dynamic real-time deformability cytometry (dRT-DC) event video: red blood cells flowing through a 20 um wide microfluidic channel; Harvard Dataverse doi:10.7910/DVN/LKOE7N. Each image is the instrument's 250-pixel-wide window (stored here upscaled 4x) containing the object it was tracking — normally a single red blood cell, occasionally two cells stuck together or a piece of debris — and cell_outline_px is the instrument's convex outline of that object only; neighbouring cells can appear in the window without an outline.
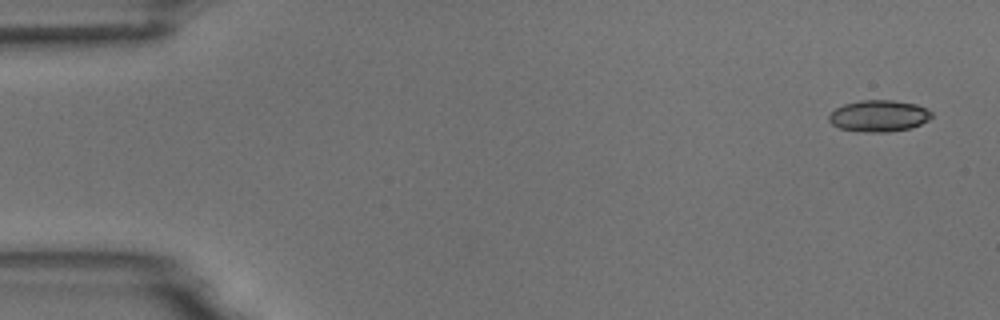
{"species": "common noctule bat (a hibernating species)", "species_latin": "Nyctalus noctula", "temperature_condition": "room temperature", "stored_images_in_passage": 6, "camera_frame_rate_fps": 3000, "um_per_image_px": 0.085, "animal": {"sex": "male", "body_mass_g": 18.8}, "frame": {"image": 1, "passage_image": 1, "time_ms": 0.0, "image_size_px": [1000, 320], "cell_outline_px": [[932, 116], [928, 120], [912, 128], [888, 132], [868, 132], [840, 128], [832, 124], [828, 120], [828, 116], [836, 108], [844, 104], [860, 100], [892, 100], [916, 104], [932, 112]], "centroid_in_image_um": [74.7, 9.85], "position_along_channel_um": 10.3, "area_um2": 18.79}}
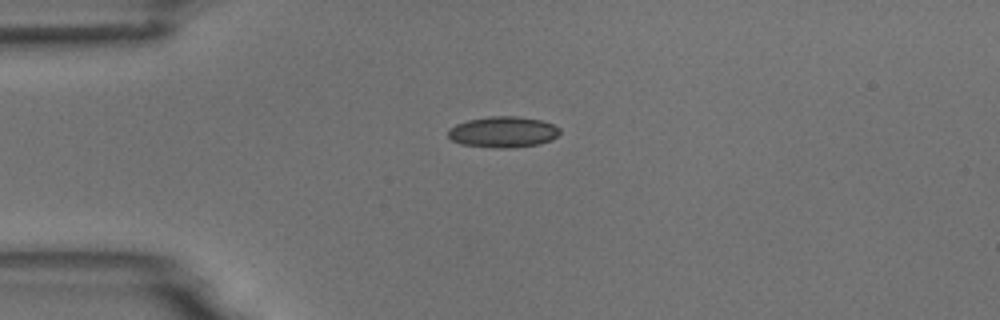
{"frame": {"image": 2, "passage_image": 4, "time_ms": 3.667, "image_size_px": [1000, 320], "cell_outline_px": [[560, 132], [552, 140], [540, 144], [512, 148], [492, 148], [460, 144], [452, 140], [448, 136], [448, 132], [456, 124], [468, 120], [488, 116], [516, 116], [540, 120], [552, 124], [560, 128]], "centroid_in_image_um": [42.77, 11.23], "position_along_channel_um": 42.2, "area_um2": 20.23}}